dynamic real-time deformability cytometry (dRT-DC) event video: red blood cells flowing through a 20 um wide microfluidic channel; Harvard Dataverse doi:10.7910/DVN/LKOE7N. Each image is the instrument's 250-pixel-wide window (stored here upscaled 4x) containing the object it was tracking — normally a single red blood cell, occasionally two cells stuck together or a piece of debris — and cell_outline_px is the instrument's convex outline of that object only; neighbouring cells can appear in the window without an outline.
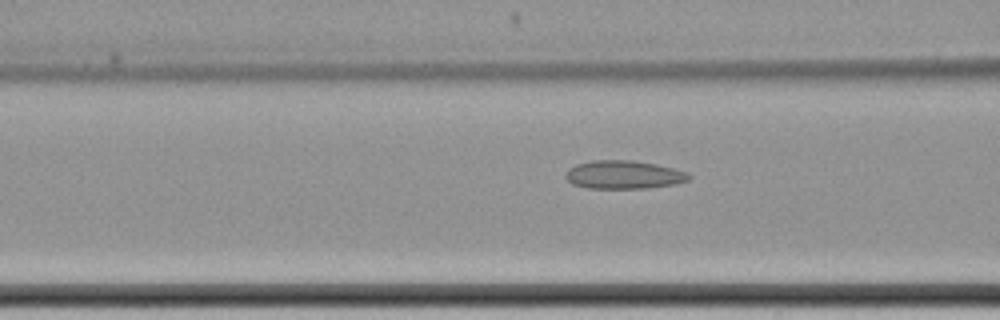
{"species": "common noctule bat (a hibernating species)", "species_latin": "Nyctalus noctula", "temperature_condition": "cold", "stored_images_in_passage": 19, "camera_frame_rate_fps": 3000, "um_per_image_px": 0.085, "animal": {"sex": "female", "body_mass_g": 22.7, "forearm_length_mm": 54.2}, "frame": {"image": 1, "passage_image": 5, "time_ms": 1.333, "image_size_px": [1000, 320], "cell_outline_px": [[692, 176], [688, 180], [676, 184], [648, 188], [588, 188], [572, 184], [564, 176], [568, 168], [576, 164], [592, 160], [632, 160], [656, 164], [688, 172]], "centroid_in_image_um": [53.01, 14.85], "position_along_channel_um": 113.6, "area_um2": 20.46}}
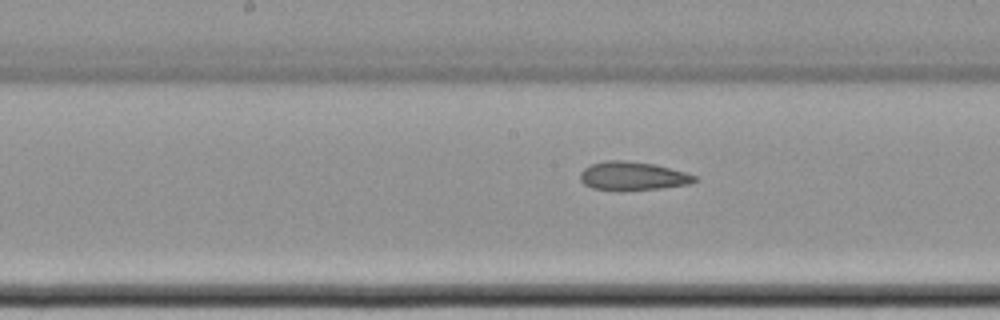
{"frame": {"image": 2, "passage_image": 12, "time_ms": 3.667, "image_size_px": [1000, 320], "cell_outline_px": [[700, 180], [692, 184], [660, 188], [620, 192], [592, 188], [584, 184], [580, 180], [580, 172], [584, 168], [592, 164], [604, 160], [628, 160], [656, 164], [688, 172], [696, 176]], "centroid_in_image_um": [53.82, 14.97], "position_along_channel_um": 194.4, "area_um2": 19.77}}
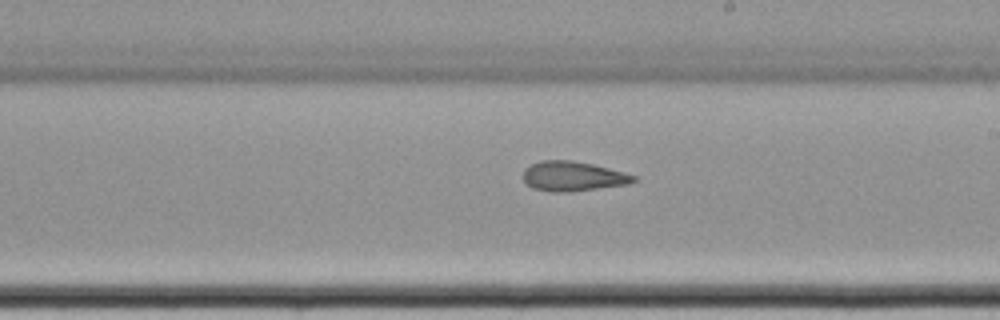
{"frame": {"image": 3, "passage_image": 16, "time_ms": 5.0, "image_size_px": [1000, 320], "cell_outline_px": [[636, 180], [628, 184], [568, 192], [552, 192], [532, 188], [524, 180], [524, 172], [532, 164], [540, 160], [572, 160], [592, 164], [624, 172], [636, 176]], "centroid_in_image_um": [48.71, 14.98], "position_along_channel_um": 240.3, "area_um2": 18.9}}